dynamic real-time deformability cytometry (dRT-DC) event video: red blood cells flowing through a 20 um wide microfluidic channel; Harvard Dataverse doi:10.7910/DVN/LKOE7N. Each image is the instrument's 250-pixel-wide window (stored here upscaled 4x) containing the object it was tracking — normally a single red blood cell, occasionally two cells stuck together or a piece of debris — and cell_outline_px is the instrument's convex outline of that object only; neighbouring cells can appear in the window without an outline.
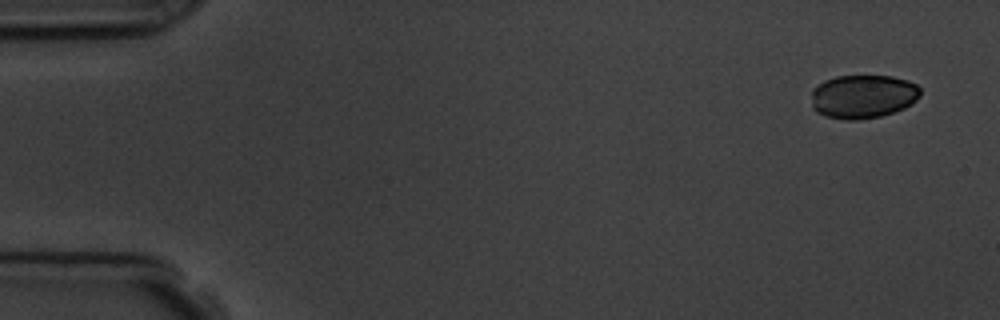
{"species": "common noctule bat (a hibernating species)", "species_latin": "Nyctalus noctula", "temperature_condition": "room temperature", "stored_images_in_passage": 4, "camera_frame_rate_fps": 3000, "um_per_image_px": 0.085, "animal": {"sex": "male", "body_mass_g": 19.5, "forearm_length_mm": 54.6}, "frame": {"image": 1, "passage_image": 1, "time_ms": 0.0, "image_size_px": [1000, 320], "cell_outline_px": [[920, 96], [912, 104], [904, 108], [880, 116], [856, 120], [848, 120], [824, 116], [816, 112], [812, 108], [812, 88], [824, 80], [836, 76], [892, 76], [908, 80], [916, 84], [920, 88]], "centroid_in_image_um": [73.34, 8.2], "position_along_channel_um": 11.7, "area_um2": 27.92}}
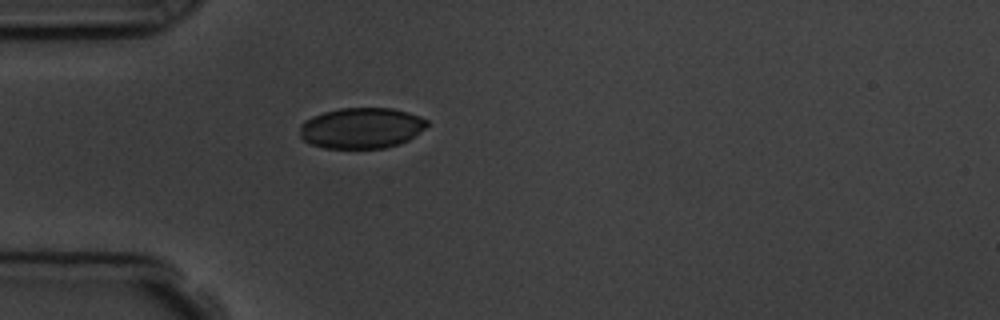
{"frame": {"image": 2, "passage_image": 4, "time_ms": 4.333, "image_size_px": [1000, 320], "cell_outline_px": [[428, 124], [424, 128], [408, 140], [400, 144], [384, 148], [324, 148], [308, 144], [300, 136], [300, 124], [304, 120], [312, 116], [324, 112], [340, 108], [392, 108], [408, 112], [420, 116], [428, 120]], "centroid_in_image_um": [30.7, 10.88], "position_along_channel_um": 54.3, "area_um2": 30.4}}